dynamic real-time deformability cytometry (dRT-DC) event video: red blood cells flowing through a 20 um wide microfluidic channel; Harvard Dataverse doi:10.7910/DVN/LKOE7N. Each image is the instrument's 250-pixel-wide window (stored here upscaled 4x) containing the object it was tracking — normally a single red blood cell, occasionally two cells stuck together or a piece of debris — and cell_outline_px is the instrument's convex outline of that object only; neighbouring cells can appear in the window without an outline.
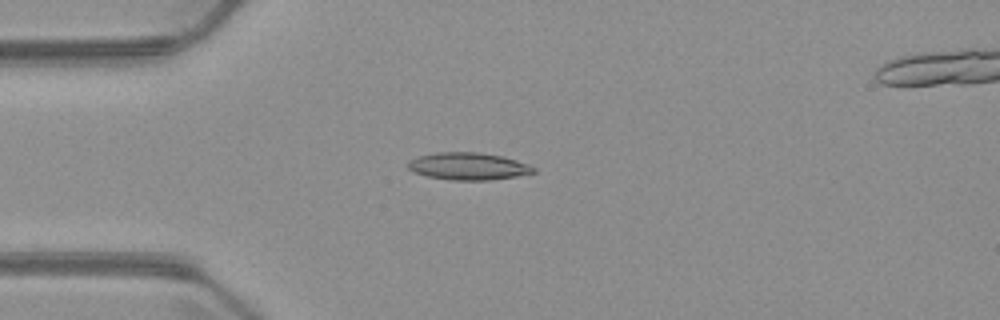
{"species": "common noctule bat (a hibernating species)", "species_latin": "Nyctalus noctula", "temperature_condition": "warm", "stored_images_in_passage": 2, "camera_frame_rate_fps": 3000, "um_per_image_px": 0.085, "animal": {"sex": "male", "body_mass_g": 23.1, "forearm_length_mm": 52.7}, "frame": {"image": 1, "passage_image": 1, "time_ms": 0.0, "image_size_px": [1000, 320], "cell_outline_px": [[536, 172], [516, 176], [488, 180], [452, 180], [428, 176], [412, 172], [408, 168], [408, 164], [412, 160], [420, 156], [436, 152], [476, 152], [500, 156], [516, 160], [528, 164], [536, 168]], "centroid_in_image_um": [39.81, 14.13], "position_along_channel_um": 45.2, "area_um2": 19.71}}